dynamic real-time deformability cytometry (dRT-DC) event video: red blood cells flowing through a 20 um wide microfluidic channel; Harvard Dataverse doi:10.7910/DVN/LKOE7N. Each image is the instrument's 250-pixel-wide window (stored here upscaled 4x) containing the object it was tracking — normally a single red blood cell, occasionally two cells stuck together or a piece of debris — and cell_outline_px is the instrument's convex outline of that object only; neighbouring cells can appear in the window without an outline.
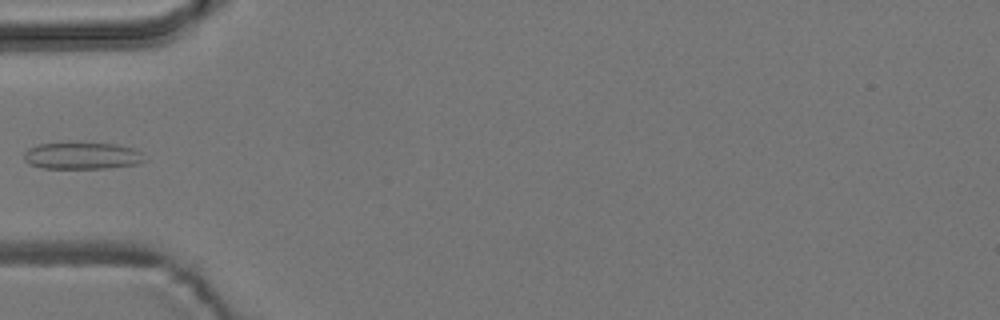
{"species": "common noctule bat (a hibernating species)", "species_latin": "Nyctalus noctula", "temperature_condition": "room temperature", "stored_images_in_passage": 6, "camera_frame_rate_fps": 3000, "um_per_image_px": 0.085, "animal": {"sex": "male", "body_mass_g": 19.2, "forearm_length_mm": 51.8}, "frame": {"image": 1, "passage_image": 4, "time_ms": 3.667, "image_size_px": [1000, 320], "cell_outline_px": [[148, 160], [136, 164], [108, 168], [44, 168], [28, 164], [24, 160], [24, 152], [28, 148], [36, 144], [116, 144], [136, 148]], "centroid_in_image_um": [7.0, 13.25], "position_along_channel_um": 78.0, "area_um2": 18.73}}
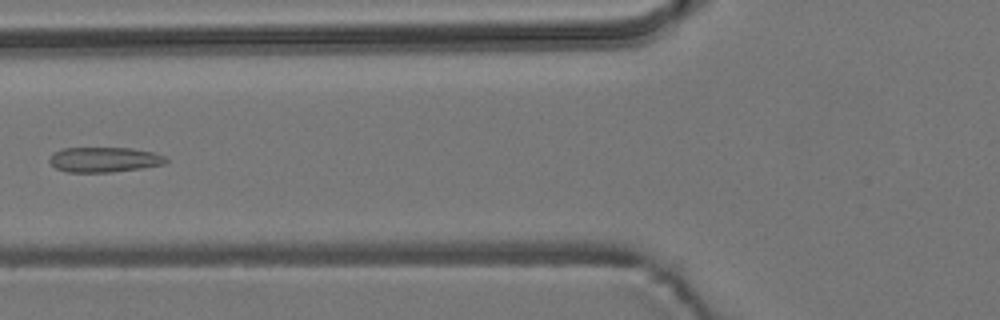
{"frame": {"image": 2, "passage_image": 5, "time_ms": 4.667, "image_size_px": [1000, 320], "cell_outline_px": [[168, 160], [164, 164], [144, 168], [112, 172], [68, 172], [56, 168], [48, 160], [56, 152], [64, 148], [132, 148], [152, 152], [164, 156]], "centroid_in_image_um": [8.89, 13.57], "position_along_channel_um": 116.9, "area_um2": 16.88}}
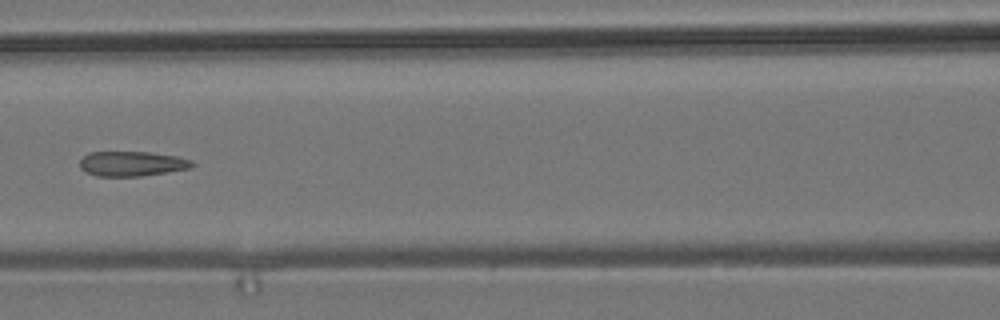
{"frame": {"image": 3, "passage_image": 6, "time_ms": 5.667, "image_size_px": [1000, 320], "cell_outline_px": [[196, 164], [192, 168], [140, 176], [96, 176], [80, 168], [80, 160], [88, 152], [148, 152], [176, 156], [192, 160]], "centroid_in_image_um": [11.24, 13.91], "position_along_channel_um": 155.4, "area_um2": 16.24}}